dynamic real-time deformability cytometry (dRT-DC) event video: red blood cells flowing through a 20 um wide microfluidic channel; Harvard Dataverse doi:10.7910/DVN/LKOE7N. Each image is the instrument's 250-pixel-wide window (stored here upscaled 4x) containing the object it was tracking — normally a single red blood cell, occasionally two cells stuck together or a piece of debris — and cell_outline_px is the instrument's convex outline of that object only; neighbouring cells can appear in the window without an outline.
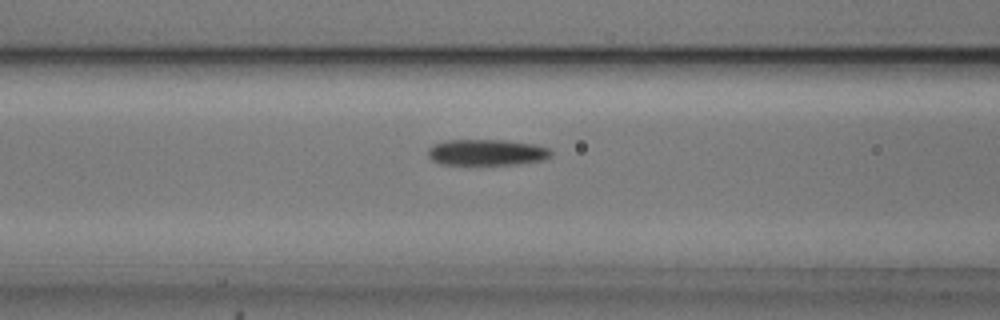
{"species": "common noctule bat (a hibernating species)", "species_latin": "Nyctalus noctula", "temperature_condition": "cold", "stored_images_in_passage": 41, "camera_frame_rate_fps": 3000, "um_per_image_px": 0.085, "animal": {"sex": "male", "body_mass_g": 20.5, "forearm_length_mm": 52.5}, "frame": {"image": 1, "passage_image": 8, "time_ms": 2.333, "image_size_px": [1000, 320], "cell_outline_px": [[552, 156], [544, 160], [516, 164], [440, 164], [432, 160], [428, 156], [428, 148], [432, 144], [448, 140], [504, 140], [536, 144], [548, 148], [552, 152]], "centroid_in_image_um": [41.38, 12.94], "position_along_channel_um": 125.2, "area_um2": 18.79}}
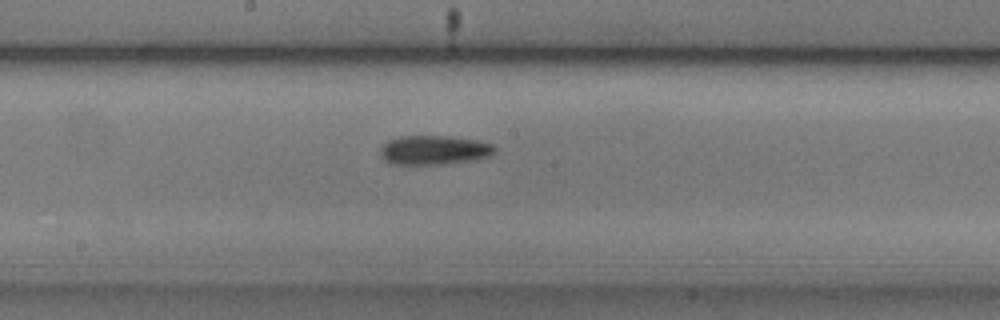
{"frame": {"image": 2, "passage_image": 15, "time_ms": 4.667, "image_size_px": [1000, 320], "cell_outline_px": [[496, 152], [488, 156], [468, 160], [440, 164], [392, 164], [384, 160], [380, 156], [380, 148], [388, 140], [400, 136], [444, 136], [476, 140], [492, 144], [496, 148]], "centroid_in_image_um": [36.84, 12.75], "position_along_channel_um": 211.4, "area_um2": 19.25}}
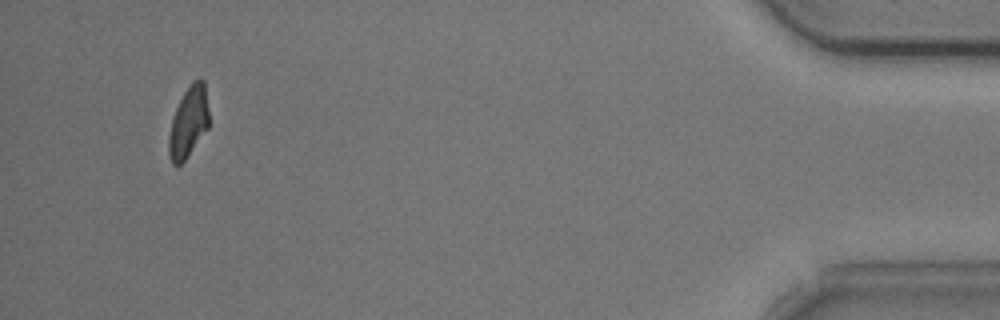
{"frame": {"image": 3, "passage_image": 38, "time_ms": 12.333, "image_size_px": [1000, 320], "cell_outline_px": [[208, 128], [184, 160], [180, 164], [172, 164], [168, 152], [168, 136], [172, 120], [176, 108], [184, 92], [192, 80], [204, 80], [208, 112]], "centroid_in_image_um": [16.01, 10.37], "position_along_channel_um": 419.2, "area_um2": 16.24}, "authors_computed_cell_mechanics": {"area_um2": 18.5538, "velocity_mm_per_s": 3.6844, "shape_relaxation_time_tau1_ms": 5.5404, "shape_relaxation_time_tau2_ms": null, "deformation_change_tau1": 0.1497, "deformation_change_tau2": null}}